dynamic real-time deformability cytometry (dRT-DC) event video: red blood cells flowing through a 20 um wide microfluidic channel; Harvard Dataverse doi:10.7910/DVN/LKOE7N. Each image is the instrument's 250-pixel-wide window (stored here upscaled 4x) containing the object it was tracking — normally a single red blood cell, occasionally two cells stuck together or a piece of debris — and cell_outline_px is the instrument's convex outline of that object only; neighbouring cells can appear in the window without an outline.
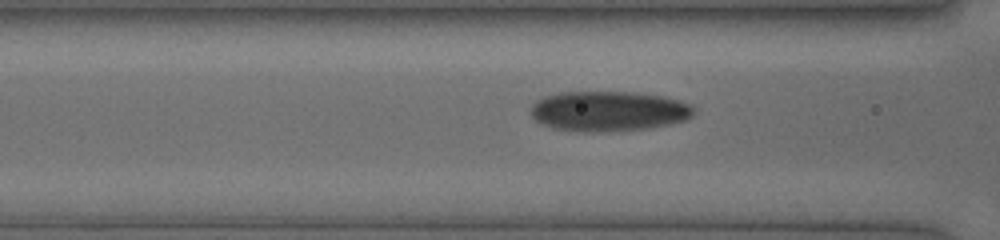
{"species": "human", "species_latin": "Homo sapiens", "temperature_condition": "cold", "stored_images_in_passage": 16, "camera_frame_rate_fps": 3000, "um_per_image_px": 0.085, "donor": {"sex": "female"}, "frame": {"image": 1, "passage_image": 11, "time_ms": 3.333, "image_size_px": [1000, 240], "cell_outline_px": [[696, 108], [692, 116], [684, 120], [652, 128], [596, 132], [556, 128], [544, 124], [536, 120], [532, 116], [532, 104], [536, 100], [544, 96], [560, 92], [632, 92], [664, 96], [680, 100], [692, 104]], "centroid_in_image_um": [51.78, 9.43], "position_along_channel_um": 114.8, "area_um2": 37.97}}
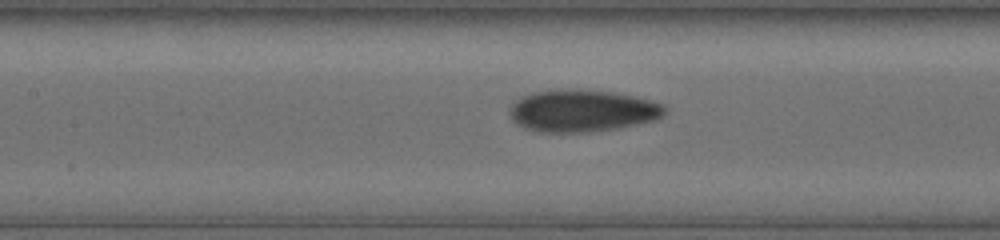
{"frame": {"image": 2, "passage_image": 14, "time_ms": 4.333, "image_size_px": [1000, 240], "cell_outline_px": [[668, 108], [664, 116], [656, 120], [616, 128], [584, 132], [540, 132], [524, 128], [516, 124], [512, 120], [508, 112], [512, 104], [516, 100], [532, 92], [560, 88], [572, 88], [612, 92], [632, 96], [664, 104]], "centroid_in_image_um": [49.47, 9.4], "position_along_channel_um": 157.9, "area_um2": 38.32}}